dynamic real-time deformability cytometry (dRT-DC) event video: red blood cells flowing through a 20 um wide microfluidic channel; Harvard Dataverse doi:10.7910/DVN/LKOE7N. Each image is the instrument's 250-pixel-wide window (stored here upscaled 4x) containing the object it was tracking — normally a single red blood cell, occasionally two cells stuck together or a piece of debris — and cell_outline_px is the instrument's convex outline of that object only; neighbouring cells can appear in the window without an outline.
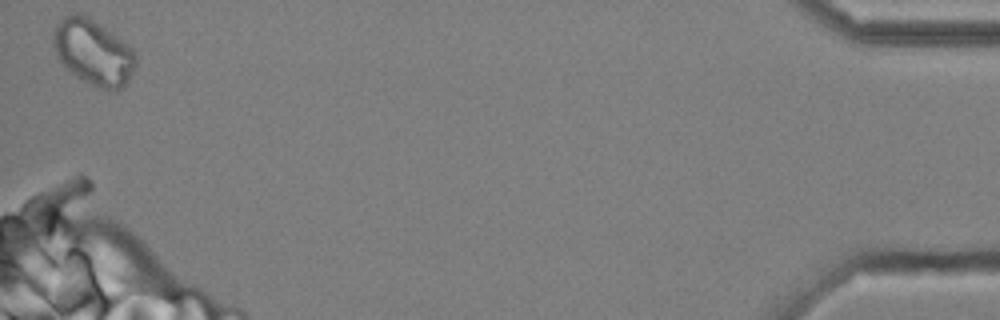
{"species": "common noctule bat (a hibernating species)", "species_latin": "Nyctalus noctula", "temperature_condition": "cold", "stored_images_in_passage": 44, "camera_frame_rate_fps": 3000, "um_per_image_px": 0.085, "animal": {"sex": "male", "body_mass_g": 20.4}, "frame": {"image": 1, "passage_image": 44, "time_ms": 14.333, "image_size_px": [1000, 320], "cell_outline_px": [[136, 64], [124, 88], [100, 88], [84, 80], [64, 68], [56, 56], [52, 44], [52, 32], [56, 24], [64, 16], [72, 12], [88, 16], [112, 32], [128, 44], [132, 48], [136, 56]], "centroid_in_image_um": [7.89, 4.4], "position_along_channel_um": 427.3, "area_um2": 31.5}, "authors_computed_cell_mechanics": {"area_um2": 27.0215, "velocity_mm_per_s": 3.7195, "shape_relaxation_time_tau1_ms": null, "shape_relaxation_time_tau2_ms": 2.555, "deformation_change_tau1": null, "deformation_change_tau2": 0.0998}}